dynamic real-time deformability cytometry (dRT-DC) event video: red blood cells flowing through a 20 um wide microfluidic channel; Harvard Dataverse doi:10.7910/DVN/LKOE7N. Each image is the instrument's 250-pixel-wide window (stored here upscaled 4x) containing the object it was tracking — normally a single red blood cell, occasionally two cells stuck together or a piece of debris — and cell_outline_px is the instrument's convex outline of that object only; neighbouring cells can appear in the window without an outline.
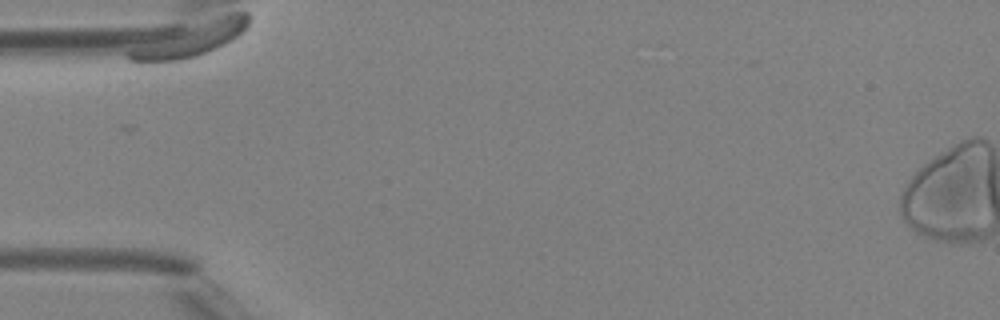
{"species": "Egyptian fruit bat (a non-hibernating species)", "species_latin": "Rousettus aegyptiacus", "temperature_condition": "room temperature", "stored_images_in_passage": 4, "camera_frame_rate_fps": 3000, "um_per_image_px": 0.085, "animal": {"sex": "female"}, "frame": {"image": 1, "passage_image": 1, "time_ms": 0.0, "image_size_px": [1000, 320], "cell_outline_px": [[252, 16], [244, 32], [232, 40], [208, 52], [184, 60], [152, 64], [140, 64], [128, 60], [124, 52], [232, 12], [248, 12]], "centroid_in_image_um": [16.3, 3.44], "position_along_channel_um": 68.7, "area_um2": 22.31}}